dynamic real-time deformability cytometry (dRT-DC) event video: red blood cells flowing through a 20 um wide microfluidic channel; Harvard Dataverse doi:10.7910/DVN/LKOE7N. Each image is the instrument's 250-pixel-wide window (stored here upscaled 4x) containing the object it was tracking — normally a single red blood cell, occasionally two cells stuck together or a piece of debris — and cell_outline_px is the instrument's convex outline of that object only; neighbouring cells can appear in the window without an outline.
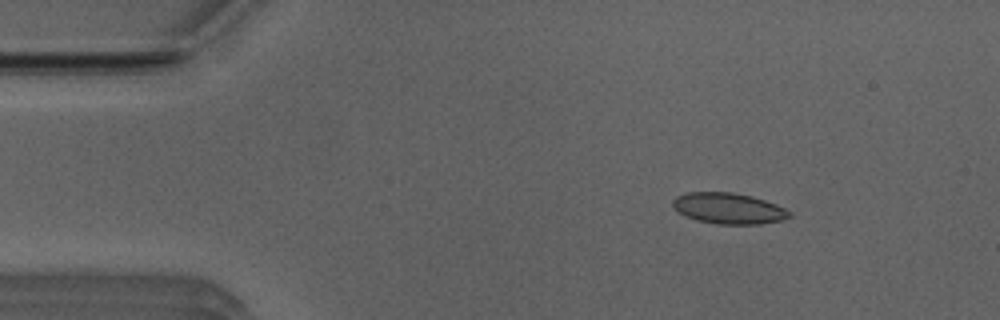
{"species": "Egyptian fruit bat (a non-hibernating species)", "species_latin": "Rousettus aegyptiacus", "temperature_condition": "room temperature", "stored_images_in_passage": 46, "camera_frame_rate_fps": 3000, "um_per_image_px": 0.085, "animal": {"sex": "male"}, "frame": {"image": 1, "passage_image": 2, "time_ms": 0.333, "image_size_px": [1000, 320], "cell_outline_px": [[792, 216], [784, 220], [760, 224], [716, 224], [696, 220], [684, 216], [672, 204], [672, 200], [676, 196], [688, 192], [732, 192], [752, 196], [776, 204], [792, 212]], "centroid_in_image_um": [61.95, 17.72], "position_along_channel_um": 23.0, "area_um2": 21.15}}
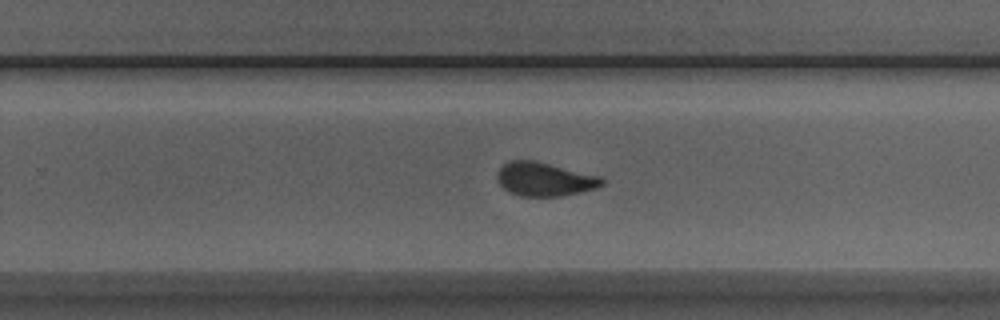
{"frame": {"image": 2, "passage_image": 27, "time_ms": 8.667, "image_size_px": [1000, 320], "cell_outline_px": [[604, 184], [596, 188], [580, 192], [560, 196], [520, 196], [504, 188], [496, 180], [496, 172], [508, 160], [536, 160], [600, 176], [604, 180]], "centroid_in_image_um": [46.27, 15.22], "position_along_channel_um": 283.5, "area_um2": 20.63}}
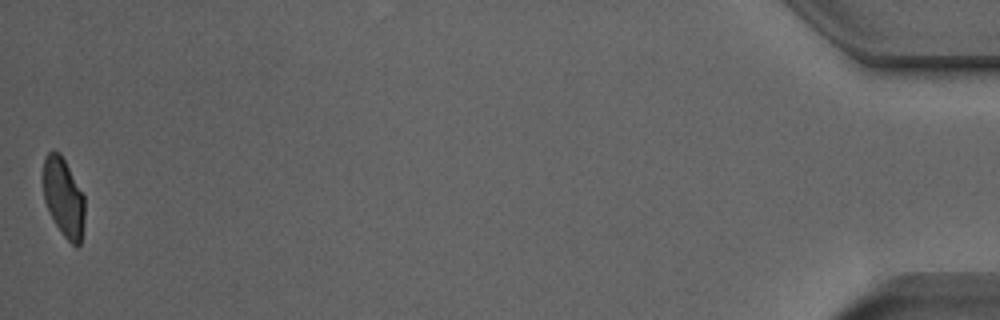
{"frame": {"image": 3, "passage_image": 46, "time_ms": 15.0, "image_size_px": [1000, 320], "cell_outline_px": [[84, 220], [80, 244], [76, 248], [60, 232], [44, 200], [44, 156], [52, 148], [60, 152], [84, 196]], "centroid_in_image_um": [5.4, 16.77], "position_along_channel_um": 429.8, "area_um2": 18.9}, "authors_computed_cell_mechanics": {"area_um2": 20.7791, "velocity_mm_per_s": 3.9487, "shape_relaxation_time_tau1_ms": 4.531, "shape_relaxation_time_tau2_ms": 0.7429, "deformation_change_tau1": 0.1308, "deformation_change_tau2": 0.0624}}